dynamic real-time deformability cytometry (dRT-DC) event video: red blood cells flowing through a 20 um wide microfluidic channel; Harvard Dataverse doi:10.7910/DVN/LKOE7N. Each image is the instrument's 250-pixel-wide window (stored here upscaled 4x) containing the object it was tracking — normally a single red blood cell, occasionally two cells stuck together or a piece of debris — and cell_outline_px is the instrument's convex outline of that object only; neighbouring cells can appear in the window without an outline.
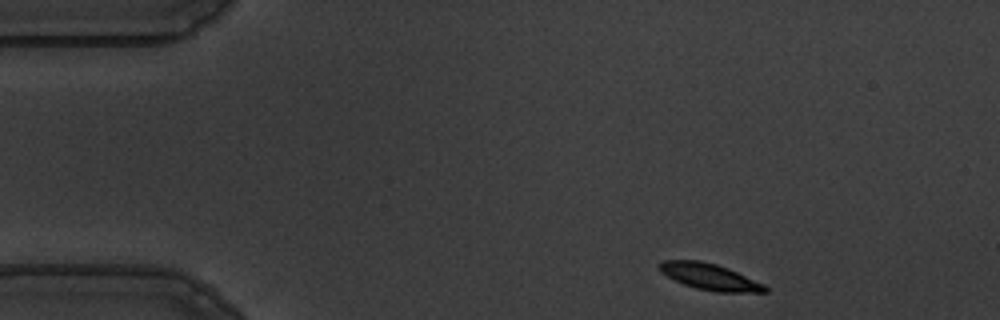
{"species": "common noctule bat (a hibernating species)", "species_latin": "Nyctalus noctula", "temperature_condition": "warm", "stored_images_in_passage": 49, "camera_frame_rate_fps": 3000, "um_per_image_px": 0.085, "animal": {"sex": "male", "body_mass_g": 19.5, "forearm_length_mm": 54.6}, "frame": {"image": 1, "passage_image": 1, "time_ms": 0.0, "image_size_px": [1000, 320], "cell_outline_px": [[768, 292], [716, 292], [696, 288], [684, 284], [660, 272], [660, 264], [664, 260], [700, 260], [716, 264], [728, 268], [764, 284], [768, 288]], "centroid_in_image_um": [60.35, 23.52], "position_along_channel_um": 24.6, "area_um2": 16.01}}
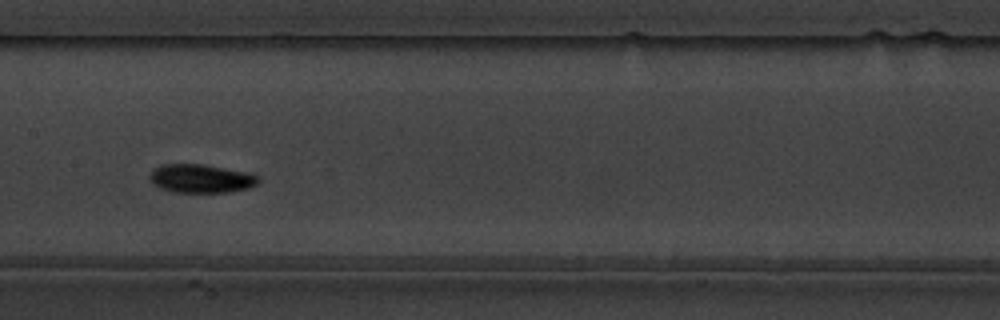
{"frame": {"image": 2, "passage_image": 21, "time_ms": 6.667, "image_size_px": [1000, 320], "cell_outline_px": [[260, 180], [256, 184], [248, 188], [228, 192], [172, 192], [160, 188], [152, 184], [148, 176], [152, 168], [160, 164], [204, 164], [248, 172], [260, 176]], "centroid_in_image_um": [17.05, 15.16], "position_along_channel_um": 190.4, "area_um2": 18.38}}
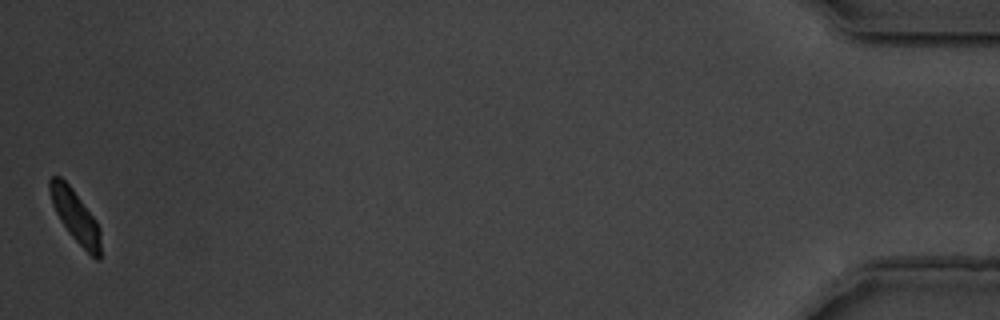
{"frame": {"image": 3, "passage_image": 49, "time_ms": 16.0, "image_size_px": [1000, 320], "cell_outline_px": [[100, 260], [96, 260], [68, 232], [60, 220], [52, 204], [48, 188], [48, 180], [52, 176], [60, 176], [72, 188], [96, 220], [100, 228]], "centroid_in_image_um": [6.39, 18.35], "position_along_channel_um": 428.8, "area_um2": 15.32}, "authors_computed_cell_mechanics": {"area_um2": 16.8776, "velocity_mm_per_s": 3.5546, "shape_relaxation_time_tau1_ms": 3.1823, "shape_relaxation_time_tau2_ms": null, "deformation_change_tau1": 0.147, "deformation_change_tau2": null}}